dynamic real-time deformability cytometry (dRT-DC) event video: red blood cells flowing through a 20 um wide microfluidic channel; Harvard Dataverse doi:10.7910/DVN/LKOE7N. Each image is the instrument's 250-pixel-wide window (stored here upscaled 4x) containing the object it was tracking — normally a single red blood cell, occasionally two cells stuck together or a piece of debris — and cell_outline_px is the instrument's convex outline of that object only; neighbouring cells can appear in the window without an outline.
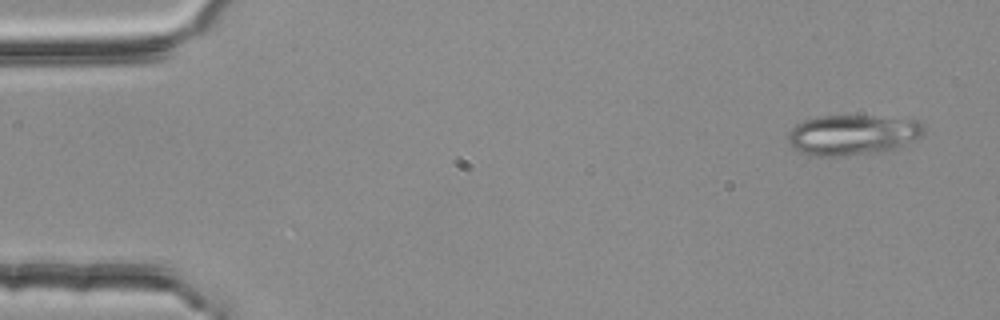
{"species": "common noctule bat (a hibernating species)", "species_latin": "Nyctalus noctula", "temperature_condition": "room temperature", "stored_images_in_passage": 22, "camera_frame_rate_fps": 3000, "um_per_image_px": 0.085, "animal": {"sex": "female", "body_mass_g": 25.1}, "frame": {"image": 1, "passage_image": 1, "time_ms": 0.0, "image_size_px": [1000, 320], "cell_outline_px": [[924, 136], [896, 148], [884, 152], [836, 156], [812, 156], [800, 152], [792, 148], [788, 140], [788, 132], [796, 124], [804, 120], [816, 116], [868, 116], [916, 120], [924, 124]], "centroid_in_image_um": [72.46, 11.47], "position_along_channel_um": 12.5, "area_um2": 32.14}}
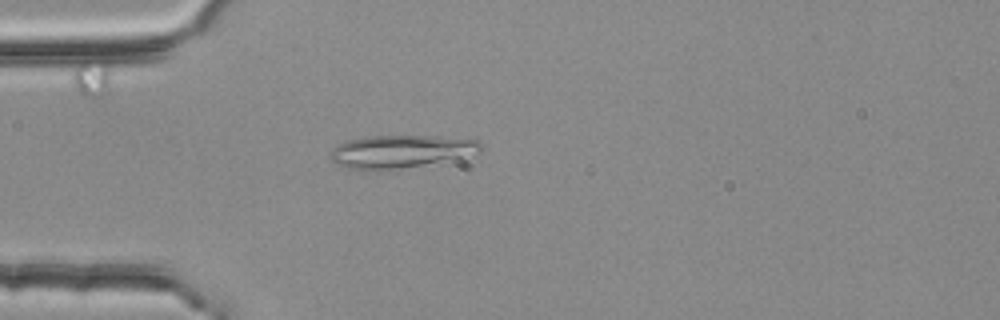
{"frame": {"image": 2, "passage_image": 13, "time_ms": 4.0, "image_size_px": [1000, 320], "cell_outline_px": [[484, 148], [480, 152], [420, 164], [376, 172], [368, 172], [348, 168], [332, 160], [328, 156], [332, 148], [336, 144], [348, 140], [368, 136], [436, 136], [476, 140]], "centroid_in_image_um": [33.92, 12.87], "position_along_channel_um": 51.1, "area_um2": 28.38}}
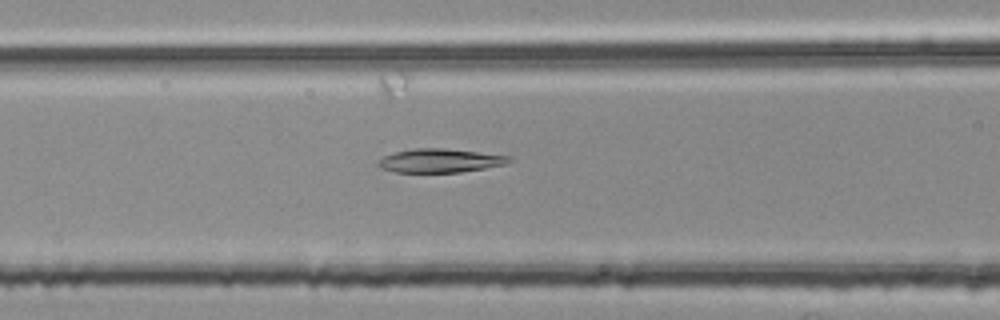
{"frame": {"image": 3, "passage_image": 20, "time_ms": 6.333, "image_size_px": [1000, 320], "cell_outline_px": [[512, 160], [504, 164], [484, 168], [460, 172], [396, 172], [380, 168], [376, 164], [384, 156], [396, 152], [416, 148], [444, 148], [512, 156]], "centroid_in_image_um": [37.4, 13.65], "position_along_channel_um": 129.2, "area_um2": 17.92}}